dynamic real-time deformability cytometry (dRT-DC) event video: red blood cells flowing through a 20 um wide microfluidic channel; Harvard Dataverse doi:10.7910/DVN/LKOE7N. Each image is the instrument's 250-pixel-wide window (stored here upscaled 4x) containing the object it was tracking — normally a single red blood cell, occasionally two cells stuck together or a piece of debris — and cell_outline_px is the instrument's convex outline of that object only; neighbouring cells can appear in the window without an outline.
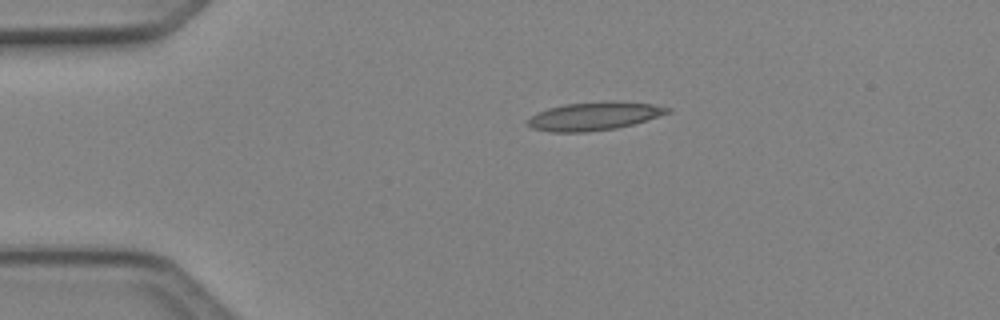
{"species": "Egyptian fruit bat (a non-hibernating species)", "species_latin": "Rousettus aegyptiacus", "temperature_condition": "cold", "stored_images_in_passage": 2, "camera_frame_rate_fps": 3000, "um_per_image_px": 0.085, "animal": {"sex": "female"}, "frame": {"image": 1, "passage_image": 1, "time_ms": 0.0, "image_size_px": [1000, 320], "cell_outline_px": [[672, 112], [632, 124], [616, 128], [584, 132], [552, 132], [532, 128], [524, 120], [536, 112], [548, 108], [564, 104], [604, 100], [612, 100], [652, 104], [672, 108]], "centroid_in_image_um": [50.48, 9.85], "position_along_channel_um": 34.5, "area_um2": 23.29}}